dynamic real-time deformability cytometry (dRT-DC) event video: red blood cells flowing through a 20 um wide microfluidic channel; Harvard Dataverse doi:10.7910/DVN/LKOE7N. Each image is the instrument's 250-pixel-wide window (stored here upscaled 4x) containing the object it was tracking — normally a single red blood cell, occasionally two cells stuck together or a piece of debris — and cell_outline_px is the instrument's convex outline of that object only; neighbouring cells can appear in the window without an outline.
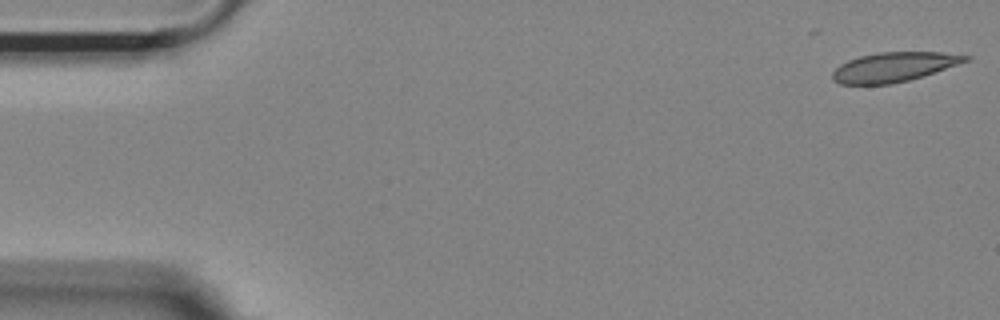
{"species": "Egyptian fruit bat (a non-hibernating species)", "species_latin": "Rousettus aegyptiacus", "temperature_condition": "room temperature", "stored_images_in_passage": 11, "camera_frame_rate_fps": 3000, "um_per_image_px": 0.085, "animal": {"sex": "female"}, "frame": {"image": 1, "passage_image": 1, "time_ms": 0.0, "image_size_px": [1000, 320], "cell_outline_px": [[972, 56], [968, 60], [908, 80], [892, 84], [840, 84], [832, 80], [832, 72], [840, 64], [848, 60], [860, 56], [880, 52], [940, 52]], "centroid_in_image_um": [75.9, 5.69], "position_along_channel_um": 9.1, "area_um2": 22.43}}